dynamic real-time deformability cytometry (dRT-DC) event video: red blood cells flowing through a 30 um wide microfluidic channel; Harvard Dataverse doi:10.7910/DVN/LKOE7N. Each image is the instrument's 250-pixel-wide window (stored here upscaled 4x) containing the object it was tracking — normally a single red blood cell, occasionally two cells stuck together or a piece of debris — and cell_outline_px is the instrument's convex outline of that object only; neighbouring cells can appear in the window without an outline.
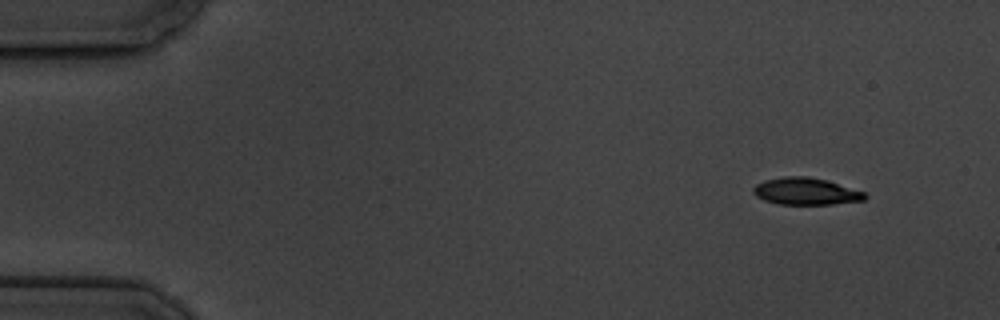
{"species": "common noctule bat (a hibernating species)", "species_latin": "Nyctalus noctula", "temperature_condition": "cold", "stored_images_in_passage": 9, "camera_frame_rate_fps": 3000, "um_per_image_px": 0.085, "animal": {"sex": "male", "body_mass_g": 19.5, "forearm_length_mm": 54.6}, "frame": {"image": 1, "passage_image": 1, "time_ms": 0.0, "image_size_px": [1000, 320], "cell_outline_px": [[868, 196], [864, 200], [832, 204], [780, 204], [764, 200], [756, 196], [752, 192], [752, 188], [756, 184], [764, 180], [784, 176], [808, 176], [828, 180], [864, 192]], "centroid_in_image_um": [68.48, 16.25], "position_along_channel_um": 16.5, "area_um2": 17.63}}
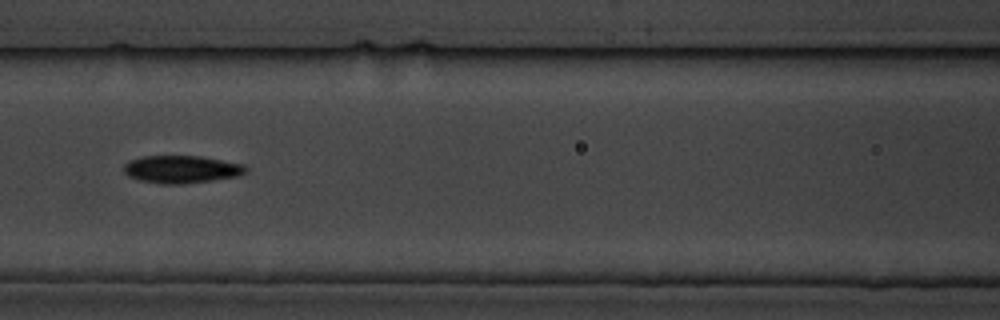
{"frame": {"image": 2, "passage_image": 7, "time_ms": 7.0, "image_size_px": [1000, 320], "cell_outline_px": [[248, 172], [236, 176], [212, 180], [184, 184], [164, 184], [140, 180], [128, 176], [124, 172], [124, 164], [128, 160], [140, 156], [200, 156], [244, 164], [248, 168]], "centroid_in_image_um": [15.42, 14.38], "position_along_channel_um": 151.2, "area_um2": 19.71}}
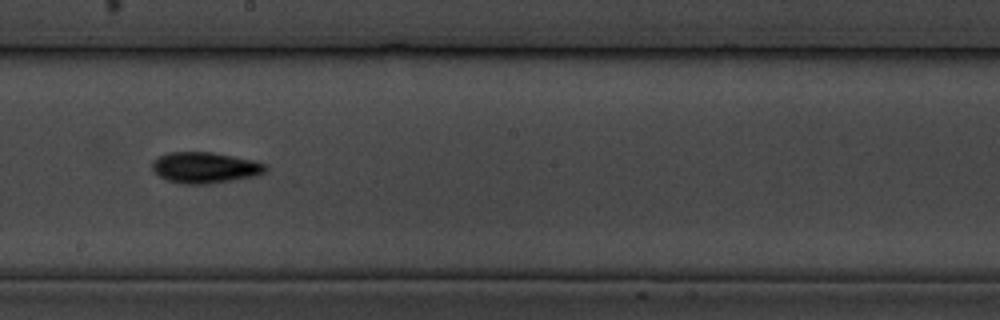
{"frame": {"image": 3, "passage_image": 9, "time_ms": 9.333, "image_size_px": [1000, 320], "cell_outline_px": [[268, 168], [264, 172], [256, 176], [208, 184], [180, 184], [168, 180], [160, 176], [152, 168], [152, 160], [168, 152], [212, 152], [252, 160], [268, 164]], "centroid_in_image_um": [17.43, 14.25], "position_along_channel_um": 230.8, "area_um2": 20.46}}